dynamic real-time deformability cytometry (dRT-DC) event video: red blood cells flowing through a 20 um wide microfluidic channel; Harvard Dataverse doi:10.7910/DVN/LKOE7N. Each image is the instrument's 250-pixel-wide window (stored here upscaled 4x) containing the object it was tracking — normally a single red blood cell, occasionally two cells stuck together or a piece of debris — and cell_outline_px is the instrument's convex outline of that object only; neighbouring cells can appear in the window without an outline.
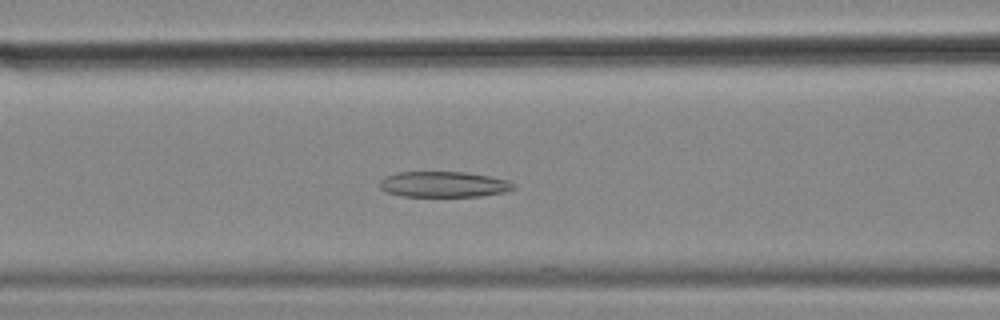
{"species": "common noctule bat (a hibernating species)", "species_latin": "Nyctalus noctula", "temperature_condition": "cold", "stored_images_in_passage": 51, "camera_frame_rate_fps": 3000, "um_per_image_px": 0.085, "animal": {"sex": "female", "body_mass_g": 18.4}, "frame": {"image": 1, "passage_image": 18, "time_ms": 5.667, "image_size_px": [1000, 320], "cell_outline_px": [[516, 188], [504, 192], [480, 196], [400, 196], [388, 192], [380, 188], [380, 180], [384, 176], [396, 172], [464, 172], [492, 176], [508, 180], [516, 184]], "centroid_in_image_um": [37.73, 15.66], "position_along_channel_um": 128.9, "area_um2": 20.17}}
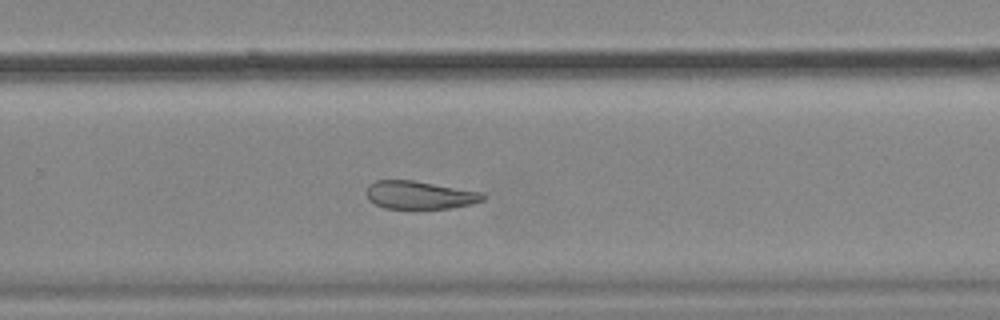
{"frame": {"image": 2, "passage_image": 32, "time_ms": 10.333, "image_size_px": [1000, 320], "cell_outline_px": [[484, 200], [472, 204], [448, 208], [384, 208], [368, 200], [364, 192], [368, 184], [376, 180], [412, 180], [480, 192], [484, 196]], "centroid_in_image_um": [35.59, 16.57], "position_along_channel_um": 294.2, "area_um2": 18.9}}
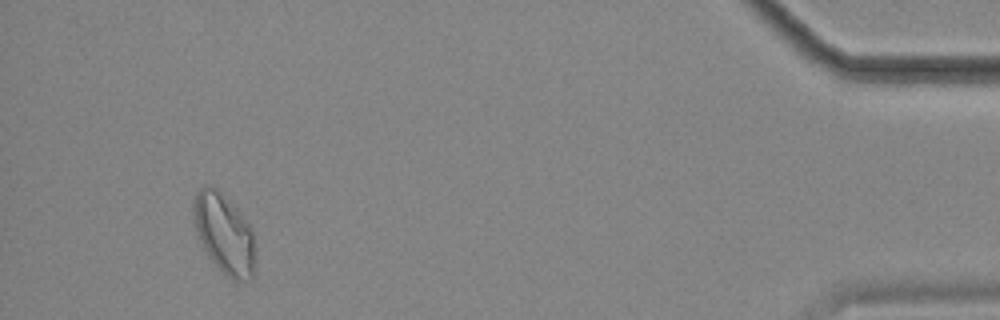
{"frame": {"image": 3, "passage_image": 48, "time_ms": 15.667, "image_size_px": [1000, 320], "cell_outline_px": [[256, 268], [252, 280], [236, 280], [228, 276], [208, 256], [196, 232], [192, 208], [192, 200], [196, 192], [204, 184], [212, 184], [236, 208], [248, 224], [252, 232], [256, 260]], "centroid_in_image_um": [19.05, 19.85], "position_along_channel_um": 416.1, "area_um2": 28.73}, "authors_computed_cell_mechanics": {"area_um2": 23.5824, "velocity_mm_per_s": 3.5613, "shape_relaxation_time_tau1_ms": null, "shape_relaxation_time_tau2_ms": 3.8769, "deformation_change_tau1": null, "deformation_change_tau2": 0.1138}}